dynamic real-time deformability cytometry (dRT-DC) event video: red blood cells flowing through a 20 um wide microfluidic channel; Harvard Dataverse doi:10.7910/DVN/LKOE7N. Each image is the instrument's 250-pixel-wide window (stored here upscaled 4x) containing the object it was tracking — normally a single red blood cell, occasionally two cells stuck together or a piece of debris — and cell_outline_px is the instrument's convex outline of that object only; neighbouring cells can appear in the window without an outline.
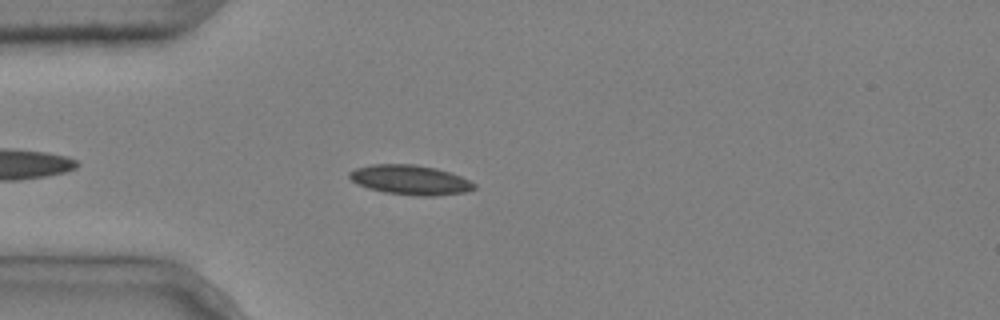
{"species": "common noctule bat (a hibernating species)", "species_latin": "Nyctalus noctula", "temperature_condition": "cold", "stored_images_in_passage": 4, "camera_frame_rate_fps": 3000, "um_per_image_px": 0.085, "animal": {"sex": "male", "body_mass_g": 20.4}, "frame": {"image": 1, "passage_image": 4, "time_ms": 1.0, "image_size_px": [1000, 320], "cell_outline_px": [[476, 188], [468, 192], [436, 196], [416, 196], [384, 192], [368, 188], [356, 184], [348, 176], [348, 172], [356, 168], [372, 164], [416, 164], [436, 168], [460, 176], [476, 184]], "centroid_in_image_um": [34.87, 15.3], "position_along_channel_um": 50.1, "area_um2": 21.73}}